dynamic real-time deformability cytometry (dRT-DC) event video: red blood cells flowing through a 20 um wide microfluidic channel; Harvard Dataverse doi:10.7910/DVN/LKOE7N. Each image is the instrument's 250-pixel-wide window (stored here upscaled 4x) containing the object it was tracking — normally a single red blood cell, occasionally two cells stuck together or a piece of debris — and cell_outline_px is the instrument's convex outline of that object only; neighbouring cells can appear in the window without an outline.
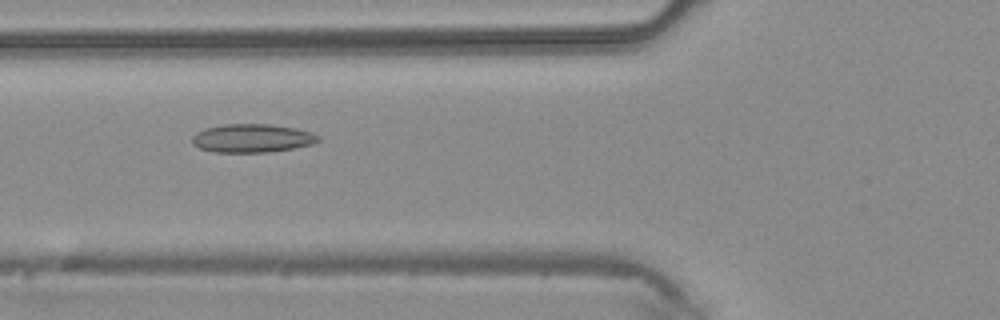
{"species": "common noctule bat (a hibernating species)", "species_latin": "Nyctalus noctula", "temperature_condition": "warm", "stored_images_in_passage": 38, "camera_frame_rate_fps": 3000, "um_per_image_px": 0.085, "animal": {"sex": "male", "body_mass_g": 20.4}, "frame": {"image": 1, "passage_image": 11, "time_ms": 3.333, "image_size_px": [1000, 320], "cell_outline_px": [[320, 140], [312, 144], [292, 148], [268, 152], [212, 152], [200, 148], [192, 144], [192, 136], [196, 132], [204, 128], [224, 124], [268, 124], [296, 128], [312, 132], [320, 136]], "centroid_in_image_um": [21.41, 11.74], "position_along_channel_um": 104.4, "area_um2": 20.98}}
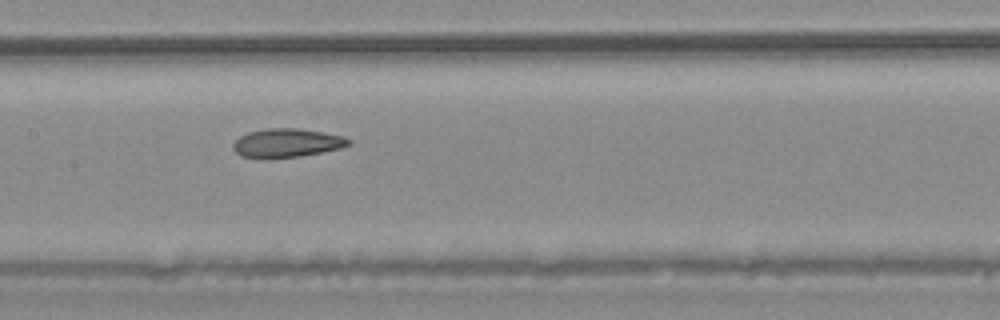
{"frame": {"image": 2, "passage_image": 16, "time_ms": 5.0, "image_size_px": [1000, 320], "cell_outline_px": [[352, 144], [340, 148], [300, 156], [240, 156], [232, 148], [232, 144], [240, 136], [248, 132], [268, 128], [296, 128], [324, 132], [344, 136], [352, 140]], "centroid_in_image_um": [24.43, 12.11], "position_along_channel_um": 183.0, "area_um2": 18.84}}
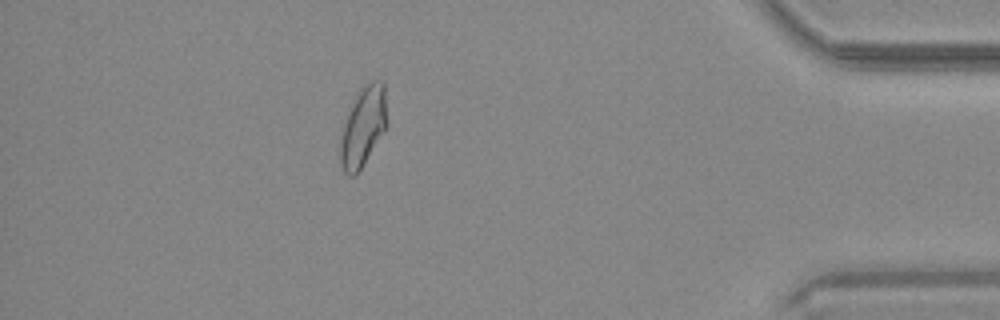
{"frame": {"image": 3, "passage_image": 33, "time_ms": 10.667, "image_size_px": [1000, 320], "cell_outline_px": [[388, 124], [356, 176], [348, 176], [344, 172], [340, 164], [340, 144], [344, 124], [352, 104], [360, 88], [372, 80], [380, 80], [384, 84]], "centroid_in_image_um": [30.88, 10.77], "position_along_channel_um": 404.3, "area_um2": 21.44}}